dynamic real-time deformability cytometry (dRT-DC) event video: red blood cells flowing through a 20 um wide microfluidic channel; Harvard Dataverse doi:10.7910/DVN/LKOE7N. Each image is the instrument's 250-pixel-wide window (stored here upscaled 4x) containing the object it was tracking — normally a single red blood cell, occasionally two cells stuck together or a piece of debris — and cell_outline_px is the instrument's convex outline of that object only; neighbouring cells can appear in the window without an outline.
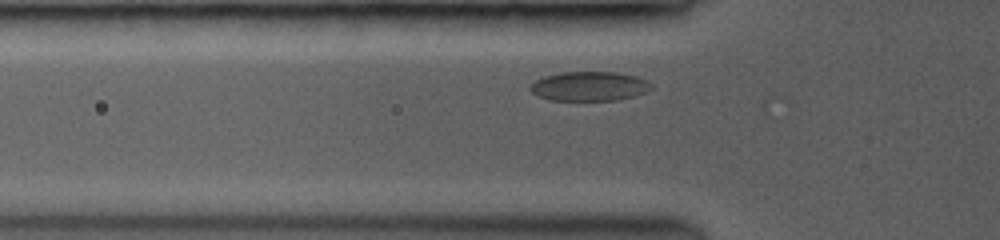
{"species": "common noctule bat (a hibernating species)", "species_latin": "Nyctalus noctula", "temperature_condition": "room temperature", "stored_images_in_passage": 55, "segment_of_instrument_passage": [1, 2], "camera_frame_rate_fps": 3500, "um_per_image_px": 0.085, "animal": {"sex": "female", "body_mass_g": 19.0, "forearm_length_mm": 53.3}, "frame": {"image": 1, "passage_image": 4, "time_ms": 0.571, "image_size_px": [1000, 240], "cell_outline_px": [[652, 88], [644, 92], [632, 96], [616, 100], [552, 100], [540, 96], [532, 92], [528, 88], [536, 80], [544, 76], [560, 72], [616, 72], [636, 76], [648, 80], [652, 84]], "centroid_in_image_um": [50.1, 7.32], "position_along_channel_um": 75.7, "area_um2": 20.58}}
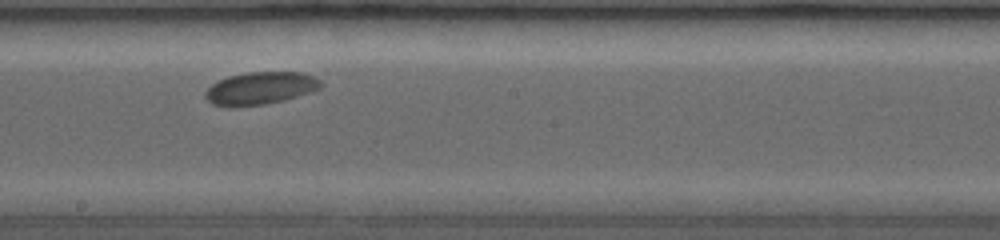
{"frame": {"image": 2, "passage_image": 26, "time_ms": 4.571, "image_size_px": [1000, 240], "cell_outline_px": [[324, 84], [320, 88], [280, 100], [260, 104], [212, 104], [204, 96], [204, 92], [212, 84], [228, 76], [244, 72], [304, 72], [316, 76]], "centroid_in_image_um": [22.16, 7.43], "position_along_channel_um": 226.0, "area_um2": 21.1}}
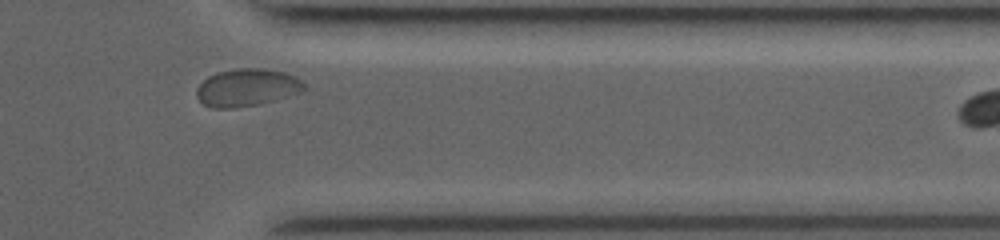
{"frame": {"image": 3, "passage_image": 50, "time_ms": 8.857, "image_size_px": [1000, 240], "cell_outline_px": [[304, 88], [300, 92], [276, 100], [256, 104], [232, 108], [212, 108], [204, 104], [196, 96], [196, 88], [208, 76], [220, 72], [240, 68], [260, 68], [280, 72], [292, 76], [300, 80], [304, 84]], "centroid_in_image_um": [20.94, 7.45], "position_along_channel_um": 390.5, "area_um2": 23.0}}